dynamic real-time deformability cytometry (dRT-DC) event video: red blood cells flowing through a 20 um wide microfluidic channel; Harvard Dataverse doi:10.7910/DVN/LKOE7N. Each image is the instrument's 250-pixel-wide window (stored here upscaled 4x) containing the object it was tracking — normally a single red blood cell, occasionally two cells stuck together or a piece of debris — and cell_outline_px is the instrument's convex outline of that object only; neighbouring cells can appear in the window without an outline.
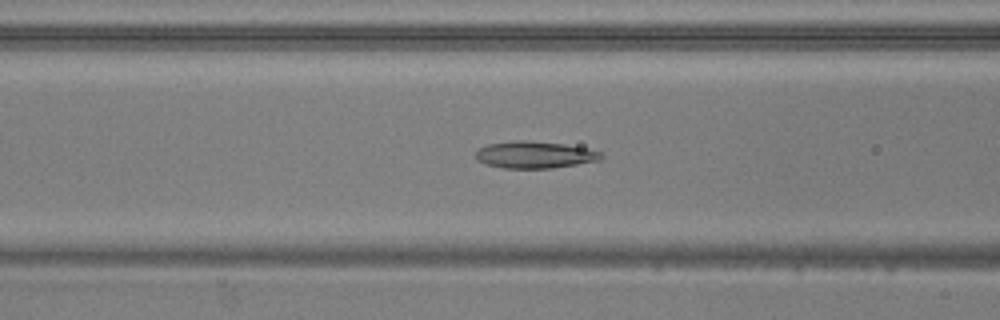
{"species": "common noctule bat (a hibernating species)", "species_latin": "Nyctalus noctula", "temperature_condition": "warm", "stored_images_in_passage": 45, "camera_frame_rate_fps": 3000, "um_per_image_px": 0.085, "animal": {"sex": "male", "body_mass_g": 20.5, "forearm_length_mm": 52.5}, "frame": {"image": 1, "passage_image": 14, "time_ms": 4.333, "image_size_px": [1000, 320], "cell_outline_px": [[604, 156], [600, 160], [552, 168], [504, 168], [484, 164], [476, 160], [476, 152], [480, 148], [488, 144], [516, 140], [528, 140], [564, 144], [604, 152]], "centroid_in_image_um": [45.45, 13.15], "position_along_channel_um": 121.2, "area_um2": 19.71}}
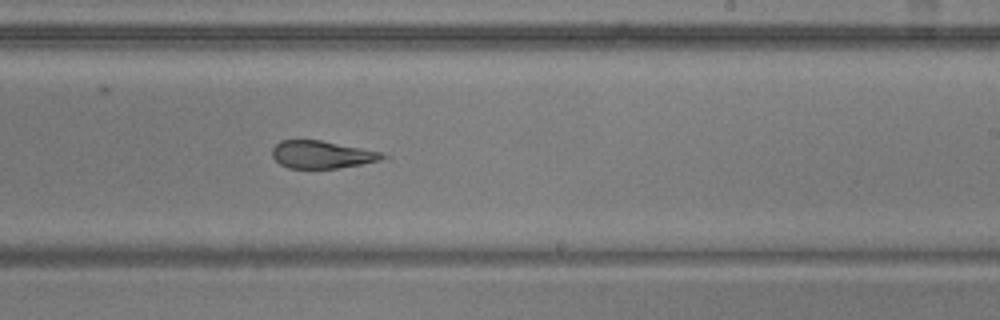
{"frame": {"image": 2, "passage_image": 25, "time_ms": 8.0, "image_size_px": [1000, 320], "cell_outline_px": [[392, 156], [380, 160], [360, 164], [336, 168], [288, 168], [280, 164], [272, 156], [272, 148], [280, 140], [320, 140], [380, 152]], "centroid_in_image_um": [27.34, 13.14], "position_along_channel_um": 261.7, "area_um2": 17.57}}
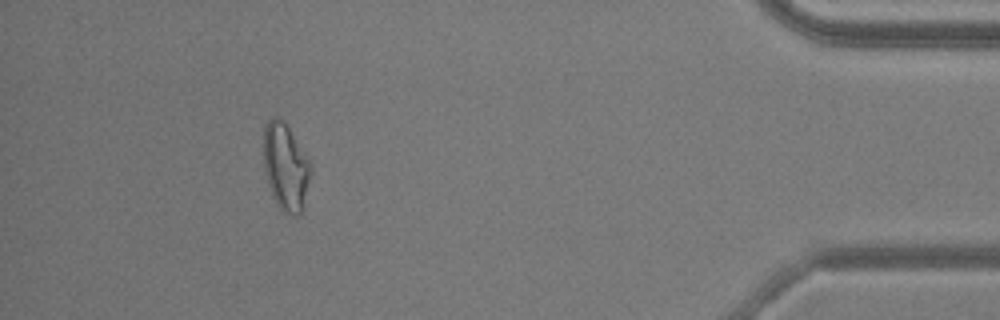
{"frame": {"image": 3, "passage_image": 41, "time_ms": 13.333, "image_size_px": [1000, 320], "cell_outline_px": [[312, 172], [300, 216], [292, 216], [284, 212], [276, 204], [272, 196], [268, 184], [264, 168], [264, 128], [268, 120], [272, 116], [276, 116], [284, 120], [308, 160]], "centroid_in_image_um": [24.26, 14.2], "position_along_channel_um": 410.9, "area_um2": 23.81}, "authors_computed_cell_mechanics": {"area_um2": 20.3456, "velocity_mm_per_s": 3.8336, "shape_relaxation_time_tau1_ms": null, "shape_relaxation_time_tau2_ms": 2.0094, "deformation_change_tau1": null, "deformation_change_tau2": 0.1127}}